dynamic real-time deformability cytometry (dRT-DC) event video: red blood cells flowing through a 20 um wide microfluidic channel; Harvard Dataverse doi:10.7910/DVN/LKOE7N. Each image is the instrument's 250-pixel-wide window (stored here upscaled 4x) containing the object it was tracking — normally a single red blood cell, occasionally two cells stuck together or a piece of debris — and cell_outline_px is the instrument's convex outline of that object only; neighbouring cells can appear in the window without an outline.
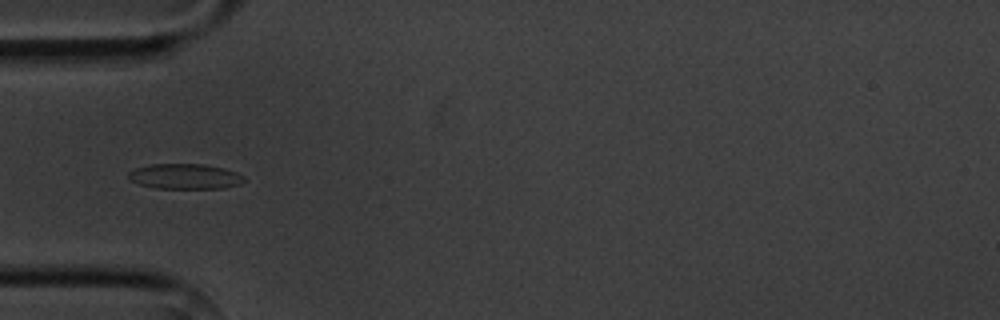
{"species": "common noctule bat (a hibernating species)", "species_latin": "Nyctalus noctula", "temperature_condition": "cold", "stored_images_in_passage": 5, "camera_frame_rate_fps": 3000, "um_per_image_px": 0.085, "animal": {"sex": "male", "body_mass_g": 20.1, "forearm_length_mm": 53.5}, "frame": {"image": 1, "passage_image": 4, "time_ms": 3.333, "image_size_px": [1000, 320], "cell_outline_px": [[248, 180], [240, 184], [224, 188], [156, 188], [140, 184], [128, 180], [128, 172], [136, 168], [148, 164], [204, 164], [224, 168], [236, 172], [244, 176]], "centroid_in_image_um": [15.74, 14.99], "position_along_channel_um": 69.3, "area_um2": 17.17}}
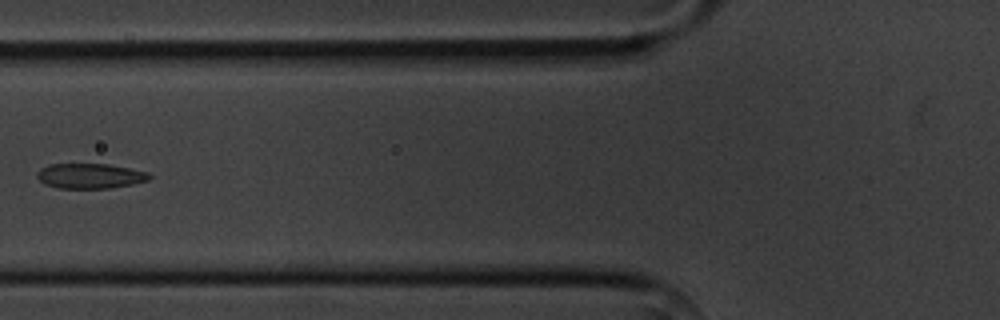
{"frame": {"image": 2, "passage_image": 5, "time_ms": 4.667, "image_size_px": [1000, 320], "cell_outline_px": [[152, 176], [148, 180], [132, 184], [112, 188], [56, 188], [44, 184], [36, 176], [36, 172], [40, 168], [48, 164], [108, 164], [148, 172]], "centroid_in_image_um": [7.62, 14.95], "position_along_channel_um": 118.2, "area_um2": 16.47}}